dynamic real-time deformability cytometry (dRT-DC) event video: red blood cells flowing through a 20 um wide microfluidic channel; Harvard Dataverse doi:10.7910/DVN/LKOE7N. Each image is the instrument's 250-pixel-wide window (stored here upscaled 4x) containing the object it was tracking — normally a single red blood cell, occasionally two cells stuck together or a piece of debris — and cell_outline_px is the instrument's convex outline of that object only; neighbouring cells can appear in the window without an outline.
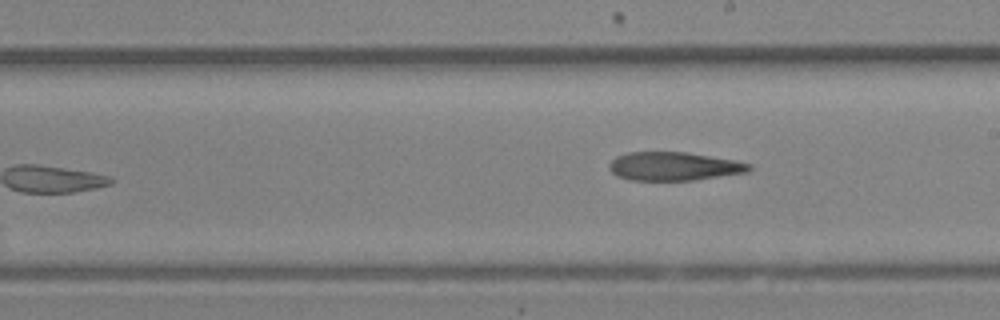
{"species": "Egyptian fruit bat (a non-hibernating species)", "species_latin": "Rousettus aegyptiacus", "temperature_condition": "room temperature", "stored_images_in_passage": 18, "camera_frame_rate_fps": 3000, "um_per_image_px": 0.085, "animal": {"sex": "female"}, "frame": {"image": 1, "passage_image": 18, "time_ms": 5.667, "image_size_px": [1000, 320], "cell_outline_px": [[752, 168], [748, 172], [692, 180], [628, 180], [616, 176], [608, 168], [608, 164], [616, 156], [628, 152], [688, 152], [736, 160], [752, 164]], "centroid_in_image_um": [57.27, 14.13], "position_along_channel_um": 231.7, "area_um2": 23.41}}